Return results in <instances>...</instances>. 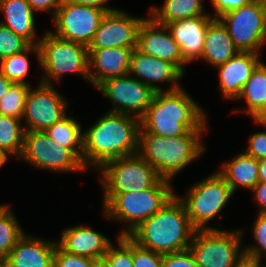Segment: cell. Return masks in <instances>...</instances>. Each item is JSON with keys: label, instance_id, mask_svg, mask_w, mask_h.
I'll return each mask as SVG.
<instances>
[{"label": "cell", "instance_id": "obj_1", "mask_svg": "<svg viewBox=\"0 0 266 267\" xmlns=\"http://www.w3.org/2000/svg\"><path fill=\"white\" fill-rule=\"evenodd\" d=\"M140 118L109 112L83 132L82 163L101 168L106 162L138 152Z\"/></svg>", "mask_w": 266, "mask_h": 267}, {"label": "cell", "instance_id": "obj_2", "mask_svg": "<svg viewBox=\"0 0 266 267\" xmlns=\"http://www.w3.org/2000/svg\"><path fill=\"white\" fill-rule=\"evenodd\" d=\"M195 231L184 204L174 195L164 207L127 236L140 247L163 255L187 250L190 246L188 240Z\"/></svg>", "mask_w": 266, "mask_h": 267}, {"label": "cell", "instance_id": "obj_3", "mask_svg": "<svg viewBox=\"0 0 266 267\" xmlns=\"http://www.w3.org/2000/svg\"><path fill=\"white\" fill-rule=\"evenodd\" d=\"M206 115L184 90L159 91L140 118V127L162 137L185 135L190 130H206Z\"/></svg>", "mask_w": 266, "mask_h": 267}, {"label": "cell", "instance_id": "obj_4", "mask_svg": "<svg viewBox=\"0 0 266 267\" xmlns=\"http://www.w3.org/2000/svg\"><path fill=\"white\" fill-rule=\"evenodd\" d=\"M202 131L190 130L185 135L162 137L140 127L137 153L156 169L162 179L170 181L173 175L203 153Z\"/></svg>", "mask_w": 266, "mask_h": 267}, {"label": "cell", "instance_id": "obj_5", "mask_svg": "<svg viewBox=\"0 0 266 267\" xmlns=\"http://www.w3.org/2000/svg\"><path fill=\"white\" fill-rule=\"evenodd\" d=\"M169 180L160 179L153 187L138 192L104 196L105 217L123 220L128 228L120 235H128L141 222L152 217L175 195Z\"/></svg>", "mask_w": 266, "mask_h": 267}, {"label": "cell", "instance_id": "obj_6", "mask_svg": "<svg viewBox=\"0 0 266 267\" xmlns=\"http://www.w3.org/2000/svg\"><path fill=\"white\" fill-rule=\"evenodd\" d=\"M39 40V64L48 75H44L41 83L51 85V77L59 80L66 72L78 73L89 81L88 47L60 39L50 31Z\"/></svg>", "mask_w": 266, "mask_h": 267}, {"label": "cell", "instance_id": "obj_7", "mask_svg": "<svg viewBox=\"0 0 266 267\" xmlns=\"http://www.w3.org/2000/svg\"><path fill=\"white\" fill-rule=\"evenodd\" d=\"M242 231L196 230L189 250L199 267H235L244 257L239 250Z\"/></svg>", "mask_w": 266, "mask_h": 267}, {"label": "cell", "instance_id": "obj_8", "mask_svg": "<svg viewBox=\"0 0 266 267\" xmlns=\"http://www.w3.org/2000/svg\"><path fill=\"white\" fill-rule=\"evenodd\" d=\"M100 169L105 195L147 190L161 179L156 169L138 153L109 160Z\"/></svg>", "mask_w": 266, "mask_h": 267}, {"label": "cell", "instance_id": "obj_9", "mask_svg": "<svg viewBox=\"0 0 266 267\" xmlns=\"http://www.w3.org/2000/svg\"><path fill=\"white\" fill-rule=\"evenodd\" d=\"M239 51L259 53L266 42V1L253 0L217 18Z\"/></svg>", "mask_w": 266, "mask_h": 267}, {"label": "cell", "instance_id": "obj_10", "mask_svg": "<svg viewBox=\"0 0 266 267\" xmlns=\"http://www.w3.org/2000/svg\"><path fill=\"white\" fill-rule=\"evenodd\" d=\"M233 192L225 179L218 173L212 174L190 188L184 204L192 226L196 230L216 229L206 227V222L214 218L225 206Z\"/></svg>", "mask_w": 266, "mask_h": 267}, {"label": "cell", "instance_id": "obj_11", "mask_svg": "<svg viewBox=\"0 0 266 267\" xmlns=\"http://www.w3.org/2000/svg\"><path fill=\"white\" fill-rule=\"evenodd\" d=\"M20 158L38 168L52 171L87 170L69 148L52 141L45 131H25L24 147Z\"/></svg>", "mask_w": 266, "mask_h": 267}, {"label": "cell", "instance_id": "obj_12", "mask_svg": "<svg viewBox=\"0 0 266 267\" xmlns=\"http://www.w3.org/2000/svg\"><path fill=\"white\" fill-rule=\"evenodd\" d=\"M105 10L63 0L54 17L56 37L88 47L93 40Z\"/></svg>", "mask_w": 266, "mask_h": 267}, {"label": "cell", "instance_id": "obj_13", "mask_svg": "<svg viewBox=\"0 0 266 267\" xmlns=\"http://www.w3.org/2000/svg\"><path fill=\"white\" fill-rule=\"evenodd\" d=\"M97 88L114 103L111 112L133 114L138 118L145 114L156 93L150 86L142 83L140 78H130L129 74L109 78Z\"/></svg>", "mask_w": 266, "mask_h": 267}, {"label": "cell", "instance_id": "obj_14", "mask_svg": "<svg viewBox=\"0 0 266 267\" xmlns=\"http://www.w3.org/2000/svg\"><path fill=\"white\" fill-rule=\"evenodd\" d=\"M66 101L51 85L40 83L36 90H29L23 118L29 125L25 131H46L66 115Z\"/></svg>", "mask_w": 266, "mask_h": 267}, {"label": "cell", "instance_id": "obj_15", "mask_svg": "<svg viewBox=\"0 0 266 267\" xmlns=\"http://www.w3.org/2000/svg\"><path fill=\"white\" fill-rule=\"evenodd\" d=\"M143 20L129 17L121 10L106 12L88 49L136 48L138 29Z\"/></svg>", "mask_w": 266, "mask_h": 267}, {"label": "cell", "instance_id": "obj_16", "mask_svg": "<svg viewBox=\"0 0 266 267\" xmlns=\"http://www.w3.org/2000/svg\"><path fill=\"white\" fill-rule=\"evenodd\" d=\"M136 49L174 64L184 74L183 65L186 62L182 58L179 45L168 27L157 23L153 18H144L140 24Z\"/></svg>", "mask_w": 266, "mask_h": 267}, {"label": "cell", "instance_id": "obj_17", "mask_svg": "<svg viewBox=\"0 0 266 267\" xmlns=\"http://www.w3.org/2000/svg\"><path fill=\"white\" fill-rule=\"evenodd\" d=\"M215 18L210 15L194 16L167 23L173 39L181 49L184 61L198 59L203 53L208 25Z\"/></svg>", "mask_w": 266, "mask_h": 267}, {"label": "cell", "instance_id": "obj_18", "mask_svg": "<svg viewBox=\"0 0 266 267\" xmlns=\"http://www.w3.org/2000/svg\"><path fill=\"white\" fill-rule=\"evenodd\" d=\"M129 74H135L136 77L143 78L140 81L145 85L150 86L156 92L164 91L154 82H175L167 91H175L180 89L177 80L183 77V73L172 63L145 54L134 49L130 56Z\"/></svg>", "mask_w": 266, "mask_h": 267}, {"label": "cell", "instance_id": "obj_19", "mask_svg": "<svg viewBox=\"0 0 266 267\" xmlns=\"http://www.w3.org/2000/svg\"><path fill=\"white\" fill-rule=\"evenodd\" d=\"M136 48L88 49L89 81L97 87L103 81L129 74L130 56ZM93 65V66H92ZM95 68V72L91 71Z\"/></svg>", "mask_w": 266, "mask_h": 267}, {"label": "cell", "instance_id": "obj_20", "mask_svg": "<svg viewBox=\"0 0 266 267\" xmlns=\"http://www.w3.org/2000/svg\"><path fill=\"white\" fill-rule=\"evenodd\" d=\"M257 53L239 51L219 69L220 89L225 98L238 99L242 88L260 64Z\"/></svg>", "mask_w": 266, "mask_h": 267}, {"label": "cell", "instance_id": "obj_21", "mask_svg": "<svg viewBox=\"0 0 266 267\" xmlns=\"http://www.w3.org/2000/svg\"><path fill=\"white\" fill-rule=\"evenodd\" d=\"M57 245L70 254L101 260L112 243L90 227L75 226L64 231Z\"/></svg>", "mask_w": 266, "mask_h": 267}, {"label": "cell", "instance_id": "obj_22", "mask_svg": "<svg viewBox=\"0 0 266 267\" xmlns=\"http://www.w3.org/2000/svg\"><path fill=\"white\" fill-rule=\"evenodd\" d=\"M56 244L24 234L4 259V267H53Z\"/></svg>", "mask_w": 266, "mask_h": 267}, {"label": "cell", "instance_id": "obj_23", "mask_svg": "<svg viewBox=\"0 0 266 267\" xmlns=\"http://www.w3.org/2000/svg\"><path fill=\"white\" fill-rule=\"evenodd\" d=\"M239 52L227 29L218 19L207 27L201 58L216 66L222 65Z\"/></svg>", "mask_w": 266, "mask_h": 267}, {"label": "cell", "instance_id": "obj_24", "mask_svg": "<svg viewBox=\"0 0 266 267\" xmlns=\"http://www.w3.org/2000/svg\"><path fill=\"white\" fill-rule=\"evenodd\" d=\"M2 12L5 14V22L0 24L9 28L18 36L25 39L30 45L34 43L35 38V17L33 9L27 0H2Z\"/></svg>", "mask_w": 266, "mask_h": 267}, {"label": "cell", "instance_id": "obj_25", "mask_svg": "<svg viewBox=\"0 0 266 267\" xmlns=\"http://www.w3.org/2000/svg\"><path fill=\"white\" fill-rule=\"evenodd\" d=\"M218 173L225 179L232 192L238 185L252 189L259 183L258 160L246 153H241L229 163L223 164Z\"/></svg>", "mask_w": 266, "mask_h": 267}, {"label": "cell", "instance_id": "obj_26", "mask_svg": "<svg viewBox=\"0 0 266 267\" xmlns=\"http://www.w3.org/2000/svg\"><path fill=\"white\" fill-rule=\"evenodd\" d=\"M245 98L248 105L247 113L253 119L266 116V65L261 62L245 83L238 98Z\"/></svg>", "mask_w": 266, "mask_h": 267}, {"label": "cell", "instance_id": "obj_27", "mask_svg": "<svg viewBox=\"0 0 266 267\" xmlns=\"http://www.w3.org/2000/svg\"><path fill=\"white\" fill-rule=\"evenodd\" d=\"M201 0H165L161 9L152 7L151 16L157 23H167L194 16L209 15L203 13Z\"/></svg>", "mask_w": 266, "mask_h": 267}, {"label": "cell", "instance_id": "obj_28", "mask_svg": "<svg viewBox=\"0 0 266 267\" xmlns=\"http://www.w3.org/2000/svg\"><path fill=\"white\" fill-rule=\"evenodd\" d=\"M81 125L65 115L45 132L52 141L69 148L81 161L83 155V133Z\"/></svg>", "mask_w": 266, "mask_h": 267}, {"label": "cell", "instance_id": "obj_29", "mask_svg": "<svg viewBox=\"0 0 266 267\" xmlns=\"http://www.w3.org/2000/svg\"><path fill=\"white\" fill-rule=\"evenodd\" d=\"M21 119L0 115V151L6 156H21L24 147L25 129L21 128Z\"/></svg>", "mask_w": 266, "mask_h": 267}, {"label": "cell", "instance_id": "obj_30", "mask_svg": "<svg viewBox=\"0 0 266 267\" xmlns=\"http://www.w3.org/2000/svg\"><path fill=\"white\" fill-rule=\"evenodd\" d=\"M35 51L40 60V50L38 45H29L21 52L15 53L0 61V71L13 83L28 84L24 78L29 71V60L26 54Z\"/></svg>", "mask_w": 266, "mask_h": 267}, {"label": "cell", "instance_id": "obj_31", "mask_svg": "<svg viewBox=\"0 0 266 267\" xmlns=\"http://www.w3.org/2000/svg\"><path fill=\"white\" fill-rule=\"evenodd\" d=\"M24 235L16 217L6 205L0 211V258L5 259L19 239Z\"/></svg>", "mask_w": 266, "mask_h": 267}, {"label": "cell", "instance_id": "obj_32", "mask_svg": "<svg viewBox=\"0 0 266 267\" xmlns=\"http://www.w3.org/2000/svg\"><path fill=\"white\" fill-rule=\"evenodd\" d=\"M29 84L13 83L0 99V115L22 119Z\"/></svg>", "mask_w": 266, "mask_h": 267}, {"label": "cell", "instance_id": "obj_33", "mask_svg": "<svg viewBox=\"0 0 266 267\" xmlns=\"http://www.w3.org/2000/svg\"><path fill=\"white\" fill-rule=\"evenodd\" d=\"M120 249L111 245L103 256L109 267H134L133 266V241L127 235H119Z\"/></svg>", "mask_w": 266, "mask_h": 267}, {"label": "cell", "instance_id": "obj_34", "mask_svg": "<svg viewBox=\"0 0 266 267\" xmlns=\"http://www.w3.org/2000/svg\"><path fill=\"white\" fill-rule=\"evenodd\" d=\"M29 45L25 39L0 24V61L23 51Z\"/></svg>", "mask_w": 266, "mask_h": 267}, {"label": "cell", "instance_id": "obj_35", "mask_svg": "<svg viewBox=\"0 0 266 267\" xmlns=\"http://www.w3.org/2000/svg\"><path fill=\"white\" fill-rule=\"evenodd\" d=\"M253 235L257 243L259 244L258 248L254 245V247H250L248 249H244L245 257L254 260H261V254L263 250L266 251V213H258L257 219L253 226Z\"/></svg>", "mask_w": 266, "mask_h": 267}, {"label": "cell", "instance_id": "obj_36", "mask_svg": "<svg viewBox=\"0 0 266 267\" xmlns=\"http://www.w3.org/2000/svg\"><path fill=\"white\" fill-rule=\"evenodd\" d=\"M95 262L89 257L70 254L56 244L53 267H93Z\"/></svg>", "mask_w": 266, "mask_h": 267}, {"label": "cell", "instance_id": "obj_37", "mask_svg": "<svg viewBox=\"0 0 266 267\" xmlns=\"http://www.w3.org/2000/svg\"><path fill=\"white\" fill-rule=\"evenodd\" d=\"M162 261V254L142 248L133 242L134 267H163Z\"/></svg>", "mask_w": 266, "mask_h": 267}, {"label": "cell", "instance_id": "obj_38", "mask_svg": "<svg viewBox=\"0 0 266 267\" xmlns=\"http://www.w3.org/2000/svg\"><path fill=\"white\" fill-rule=\"evenodd\" d=\"M255 122L266 127V121L263 119H255ZM250 145L246 149V154L257 160L266 159V132H258L253 134L249 139Z\"/></svg>", "mask_w": 266, "mask_h": 267}, {"label": "cell", "instance_id": "obj_39", "mask_svg": "<svg viewBox=\"0 0 266 267\" xmlns=\"http://www.w3.org/2000/svg\"><path fill=\"white\" fill-rule=\"evenodd\" d=\"M163 267H199L189 249L163 254Z\"/></svg>", "mask_w": 266, "mask_h": 267}, {"label": "cell", "instance_id": "obj_40", "mask_svg": "<svg viewBox=\"0 0 266 267\" xmlns=\"http://www.w3.org/2000/svg\"><path fill=\"white\" fill-rule=\"evenodd\" d=\"M216 14L213 16L217 19L219 16L230 11L236 10L252 2L253 0H211Z\"/></svg>", "mask_w": 266, "mask_h": 267}, {"label": "cell", "instance_id": "obj_41", "mask_svg": "<svg viewBox=\"0 0 266 267\" xmlns=\"http://www.w3.org/2000/svg\"><path fill=\"white\" fill-rule=\"evenodd\" d=\"M33 11H46L54 8L53 16L55 17L58 8L63 0H27Z\"/></svg>", "mask_w": 266, "mask_h": 267}, {"label": "cell", "instance_id": "obj_42", "mask_svg": "<svg viewBox=\"0 0 266 267\" xmlns=\"http://www.w3.org/2000/svg\"><path fill=\"white\" fill-rule=\"evenodd\" d=\"M251 190L255 192V200H257L261 206L259 213H266V183L259 182Z\"/></svg>", "mask_w": 266, "mask_h": 267}, {"label": "cell", "instance_id": "obj_43", "mask_svg": "<svg viewBox=\"0 0 266 267\" xmlns=\"http://www.w3.org/2000/svg\"><path fill=\"white\" fill-rule=\"evenodd\" d=\"M69 1L77 3V4L101 8V9L105 10L106 12L116 10V9H112V8L104 6V4L107 3V1H109V0H69Z\"/></svg>", "mask_w": 266, "mask_h": 267}, {"label": "cell", "instance_id": "obj_44", "mask_svg": "<svg viewBox=\"0 0 266 267\" xmlns=\"http://www.w3.org/2000/svg\"><path fill=\"white\" fill-rule=\"evenodd\" d=\"M12 84L13 82L4 76L0 71V99L5 95Z\"/></svg>", "mask_w": 266, "mask_h": 267}, {"label": "cell", "instance_id": "obj_45", "mask_svg": "<svg viewBox=\"0 0 266 267\" xmlns=\"http://www.w3.org/2000/svg\"><path fill=\"white\" fill-rule=\"evenodd\" d=\"M261 261L244 257L235 267H266L261 266Z\"/></svg>", "mask_w": 266, "mask_h": 267}, {"label": "cell", "instance_id": "obj_46", "mask_svg": "<svg viewBox=\"0 0 266 267\" xmlns=\"http://www.w3.org/2000/svg\"><path fill=\"white\" fill-rule=\"evenodd\" d=\"M259 182L266 183V159L258 160Z\"/></svg>", "mask_w": 266, "mask_h": 267}, {"label": "cell", "instance_id": "obj_47", "mask_svg": "<svg viewBox=\"0 0 266 267\" xmlns=\"http://www.w3.org/2000/svg\"><path fill=\"white\" fill-rule=\"evenodd\" d=\"M93 267H109V266L103 259H101V260H96Z\"/></svg>", "mask_w": 266, "mask_h": 267}, {"label": "cell", "instance_id": "obj_48", "mask_svg": "<svg viewBox=\"0 0 266 267\" xmlns=\"http://www.w3.org/2000/svg\"><path fill=\"white\" fill-rule=\"evenodd\" d=\"M7 158L8 156H6L2 151H0V167L6 162Z\"/></svg>", "mask_w": 266, "mask_h": 267}, {"label": "cell", "instance_id": "obj_49", "mask_svg": "<svg viewBox=\"0 0 266 267\" xmlns=\"http://www.w3.org/2000/svg\"><path fill=\"white\" fill-rule=\"evenodd\" d=\"M0 267H4V260L0 258Z\"/></svg>", "mask_w": 266, "mask_h": 267}, {"label": "cell", "instance_id": "obj_50", "mask_svg": "<svg viewBox=\"0 0 266 267\" xmlns=\"http://www.w3.org/2000/svg\"><path fill=\"white\" fill-rule=\"evenodd\" d=\"M6 205H1L0 206V211L5 207Z\"/></svg>", "mask_w": 266, "mask_h": 267}, {"label": "cell", "instance_id": "obj_51", "mask_svg": "<svg viewBox=\"0 0 266 267\" xmlns=\"http://www.w3.org/2000/svg\"><path fill=\"white\" fill-rule=\"evenodd\" d=\"M1 7H2V0H0V11H1Z\"/></svg>", "mask_w": 266, "mask_h": 267}]
</instances>
